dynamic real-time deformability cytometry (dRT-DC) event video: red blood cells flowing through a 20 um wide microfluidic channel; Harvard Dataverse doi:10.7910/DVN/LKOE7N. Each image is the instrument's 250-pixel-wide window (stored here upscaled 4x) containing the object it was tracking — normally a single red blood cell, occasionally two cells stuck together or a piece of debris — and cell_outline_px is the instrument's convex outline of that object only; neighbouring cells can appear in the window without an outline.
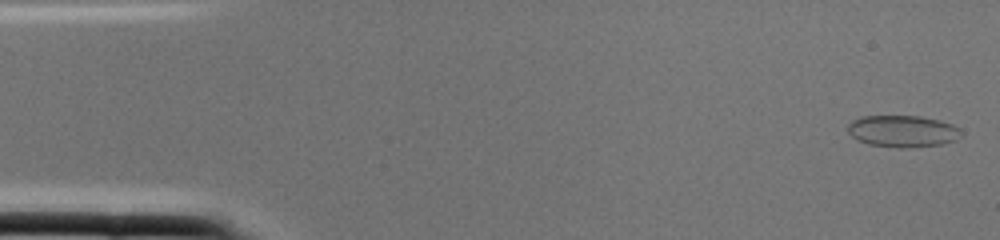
{"species": "common noctule bat (a hibernating species)", "species_latin": "Nyctalus noctula", "temperature_condition": "cold", "stored_images_in_passage": 3, "segment_of_instrument_passage": [1, 2], "camera_frame_rate_fps": 3000, "um_per_image_px": 0.085, "animal": {"sex": "female", "body_mass_g": 22.0, "forearm_length_mm": 56.7}, "frame": {"image": 1, "passage_image": 1, "time_ms": 0.0, "image_size_px": [1000, 240], "cell_outline_px": [[960, 136], [956, 140], [944, 144], [904, 148], [896, 148], [868, 144], [856, 140], [848, 132], [848, 124], [852, 120], [860, 116], [920, 116], [940, 120], [952, 124], [960, 128]], "centroid_in_image_um": [76.71, 11.15], "position_along_channel_um": 8.3, "area_um2": 21.21}}
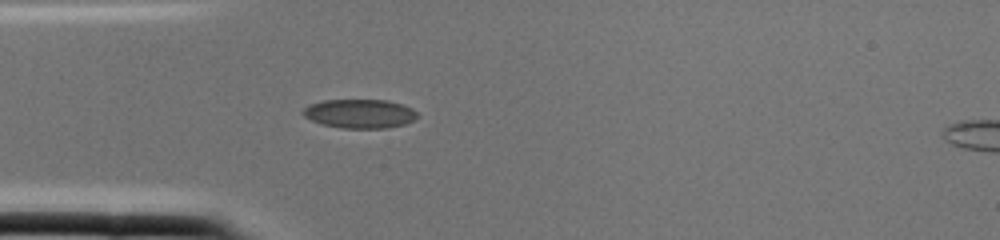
{"frame": {"image": 2, "passage_image": 2, "time_ms": 0.333, "image_size_px": [1000, 240], "cell_outline_px": [[416, 116], [412, 120], [404, 124], [388, 128], [340, 128], [320, 124], [304, 116], [300, 112], [308, 104], [324, 100], [388, 100], [412, 108], [416, 112]], "centroid_in_image_um": [30.52, 9.66], "position_along_channel_um": 54.5, "area_um2": 19.31}}